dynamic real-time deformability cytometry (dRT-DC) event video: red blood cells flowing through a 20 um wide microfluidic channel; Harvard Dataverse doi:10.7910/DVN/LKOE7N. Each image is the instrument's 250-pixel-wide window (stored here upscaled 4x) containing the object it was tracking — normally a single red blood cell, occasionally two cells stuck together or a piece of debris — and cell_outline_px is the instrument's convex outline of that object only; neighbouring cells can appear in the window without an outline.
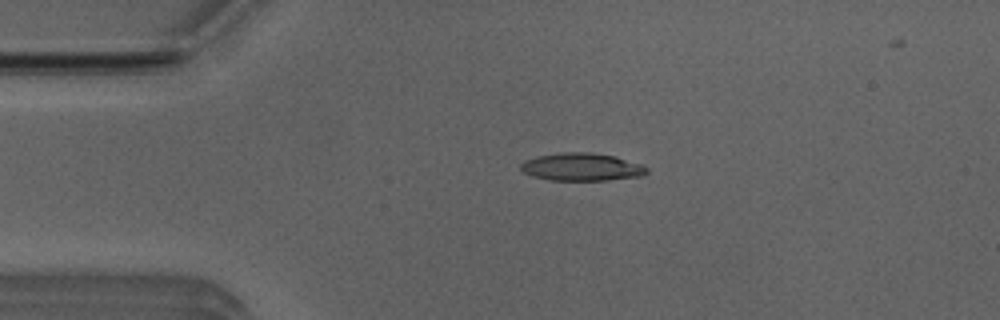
{"species": "Egyptian fruit bat (a non-hibernating species)", "species_latin": "Rousettus aegyptiacus", "temperature_condition": "room temperature", "stored_images_in_passage": 45, "camera_frame_rate_fps": 3000, "um_per_image_px": 0.085, "animal": {"sex": "male"}, "frame": {"image": 1, "passage_image": 7, "time_ms": 2.0, "image_size_px": [1000, 320], "cell_outline_px": [[648, 172], [644, 176], [604, 180], [552, 180], [532, 176], [524, 172], [520, 168], [520, 164], [524, 160], [536, 156], [560, 152], [592, 152], [616, 156], [644, 164], [648, 168]], "centroid_in_image_um": [49.48, 14.18], "position_along_channel_um": 35.5, "area_um2": 20.69}}
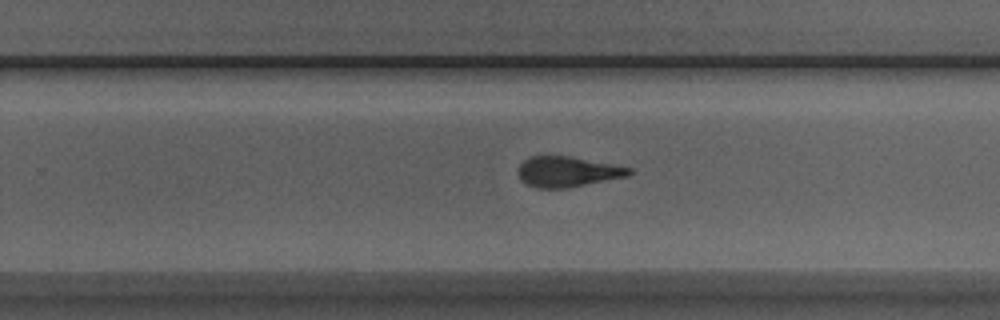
{"frame": {"image": 2, "passage_image": 28, "time_ms": 9.0, "image_size_px": [1000, 320], "cell_outline_px": [[636, 172], [628, 176], [564, 188], [536, 188], [520, 180], [516, 172], [520, 164], [528, 156], [568, 156], [612, 164], [632, 168]], "centroid_in_image_um": [48.21, 14.59], "position_along_channel_um": 281.6, "area_um2": 19.65}}
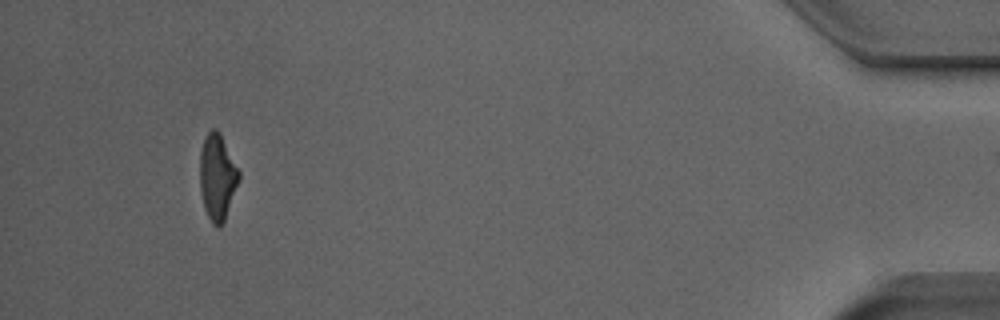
{"frame": {"image": 3, "passage_image": 44, "time_ms": 14.333, "image_size_px": [1000, 320], "cell_outline_px": [[240, 180], [224, 220], [220, 228], [216, 228], [212, 224], [204, 208], [200, 192], [200, 152], [204, 136], [212, 128], [216, 128], [220, 132], [240, 172]], "centroid_in_image_um": [18.47, 15.04], "position_along_channel_um": 416.7, "area_um2": 19.77}, "authors_computed_cell_mechanics": {"area_um2": 19.941, "velocity_mm_per_s": 3.9958, "shape_relaxation_time_tau1_ms": 4.6545, "shape_relaxation_time_tau2_ms": 1.6811, "deformation_change_tau1": 0.1956, "deformation_change_tau2": 0.1067}}